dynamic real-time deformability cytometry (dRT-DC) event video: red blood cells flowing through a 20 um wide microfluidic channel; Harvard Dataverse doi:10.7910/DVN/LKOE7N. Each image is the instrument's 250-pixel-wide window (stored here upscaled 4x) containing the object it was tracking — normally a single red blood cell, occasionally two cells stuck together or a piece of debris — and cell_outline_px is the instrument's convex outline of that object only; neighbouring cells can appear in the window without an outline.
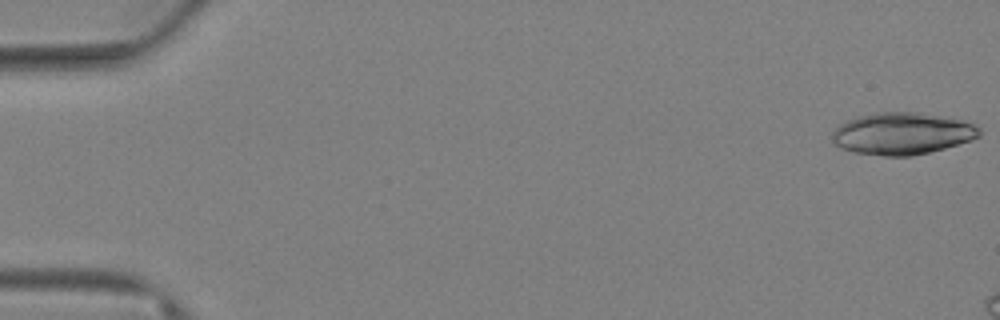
{"species": "Egyptian fruit bat (a non-hibernating species)", "species_latin": "Rousettus aegyptiacus", "temperature_condition": "warm", "stored_images_in_passage": 11, "camera_frame_rate_fps": 3000, "um_per_image_px": 0.085, "animal": {"sex": "female"}, "frame": {"image": 1, "passage_image": 1, "time_ms": 0.0, "image_size_px": [1000, 320], "cell_outline_px": [[980, 136], [972, 140], [944, 148], [912, 156], [884, 156], [852, 152], [840, 148], [832, 144], [832, 132], [840, 124], [848, 120], [860, 116], [880, 112], [916, 112], [964, 120], [980, 128]], "centroid_in_image_um": [76.66, 11.36], "position_along_channel_um": 8.3, "area_um2": 36.01}}